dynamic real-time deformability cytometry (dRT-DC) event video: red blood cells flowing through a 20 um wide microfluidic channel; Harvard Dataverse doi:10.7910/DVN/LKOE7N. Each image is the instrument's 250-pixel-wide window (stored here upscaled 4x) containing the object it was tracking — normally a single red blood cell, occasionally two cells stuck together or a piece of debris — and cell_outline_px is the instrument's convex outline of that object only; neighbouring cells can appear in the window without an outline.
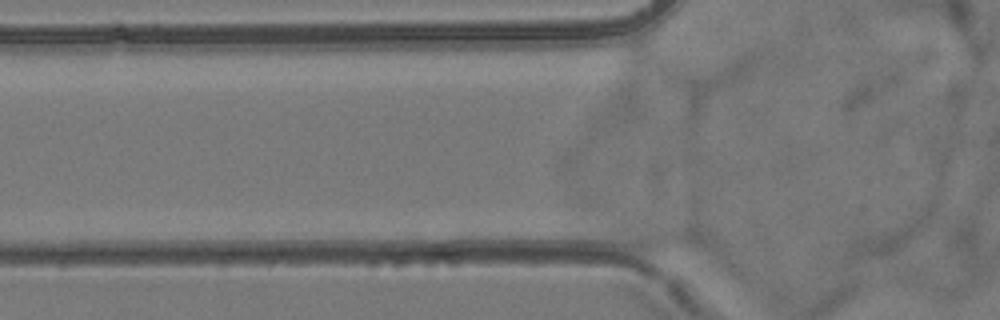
{"species": "common noctule bat (a hibernating species)", "species_latin": "Nyctalus noctula", "temperature_condition": "room temperature", "stored_images_in_passage": 2, "camera_frame_rate_fps": 3000, "um_per_image_px": 0.085, "animal": {"sex": "female", "body_mass_g": 24.6, "forearm_length_mm": 56.2}, "frame": {"image": 1, "passage_image": 2, "time_ms": 0.333, "image_size_px": [1000, 320], "cell_outline_px": [[712, 252], [644, 252], [620, 244], [612, 228], [624, 224], [692, 228], [708, 244]], "centroid_in_image_um": [56.15, 20.3], "position_along_channel_um": 69.6, "area_um2": 15.37}}